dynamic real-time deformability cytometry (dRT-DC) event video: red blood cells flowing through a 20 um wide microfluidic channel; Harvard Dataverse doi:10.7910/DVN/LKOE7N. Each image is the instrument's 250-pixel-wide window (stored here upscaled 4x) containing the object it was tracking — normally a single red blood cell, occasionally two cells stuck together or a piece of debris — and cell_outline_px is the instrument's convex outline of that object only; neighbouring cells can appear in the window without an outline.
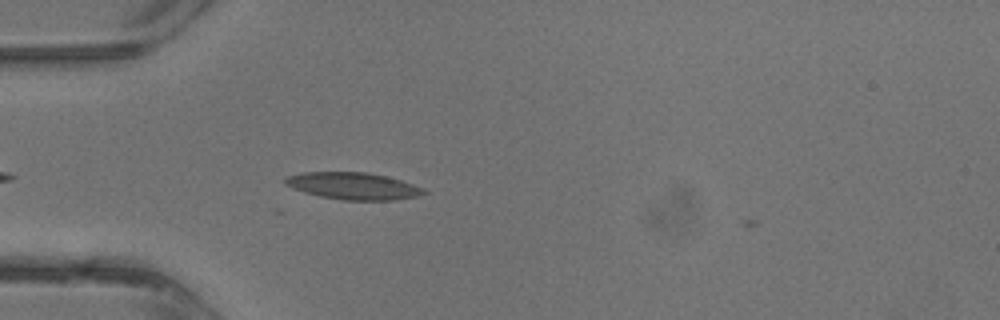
{"species": "common noctule bat (a hibernating species)", "species_latin": "Nyctalus noctula", "temperature_condition": "warm", "stored_images_in_passage": 28, "camera_frame_rate_fps": 3000, "um_per_image_px": 0.085, "animal": {"sex": "male", "body_mass_g": 13.3}, "frame": {"image": 1, "passage_image": 4, "time_ms": 1.0, "image_size_px": [1000, 320], "cell_outline_px": [[428, 192], [416, 196], [392, 200], [344, 200], [320, 196], [304, 192], [284, 184], [284, 180], [288, 176], [304, 172], [364, 172], [384, 176], [400, 180], [424, 188]], "centroid_in_image_um": [30.01, 15.81], "position_along_channel_um": 55.0, "area_um2": 21.5}}
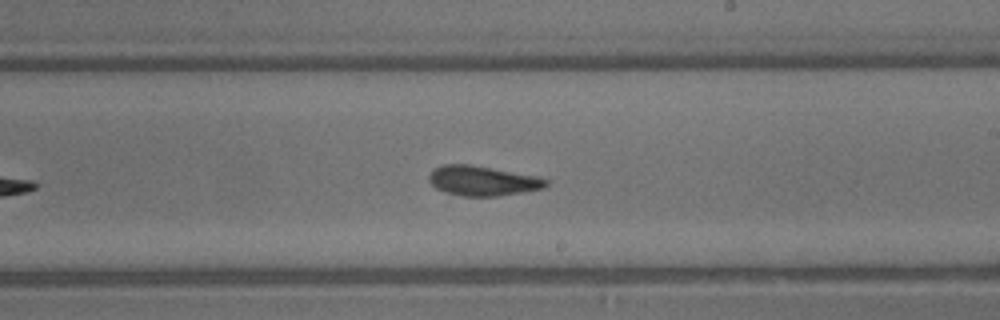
{"frame": {"image": 2, "passage_image": 15, "time_ms": 4.667, "image_size_px": [1000, 320], "cell_outline_px": [[548, 184], [544, 188], [496, 196], [460, 196], [436, 188], [428, 180], [428, 176], [436, 168], [444, 164], [468, 164], [540, 176], [548, 180]], "centroid_in_image_um": [41.04, 15.36], "position_along_channel_um": 248.0, "area_um2": 20.17}}
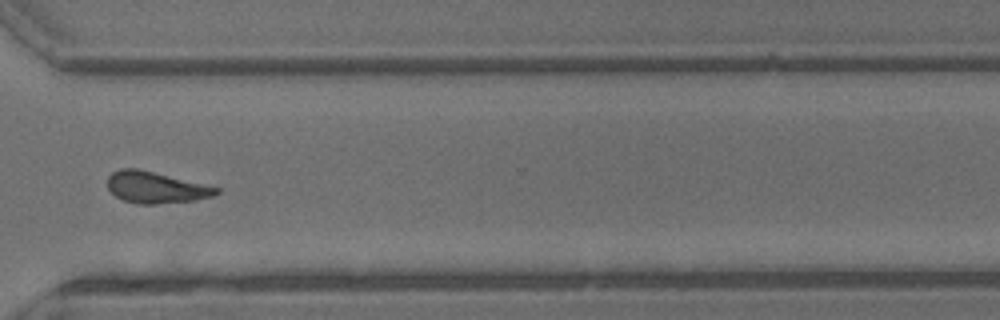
{"frame": {"image": 3, "passage_image": 21, "time_ms": 6.667, "image_size_px": [1000, 320], "cell_outline_px": [[220, 192], [212, 196], [196, 200], [156, 204], [140, 204], [124, 200], [116, 196], [108, 188], [108, 176], [112, 172], [120, 168], [136, 168], [220, 188]], "centroid_in_image_um": [13.23, 15.93], "position_along_channel_um": 357.4, "area_um2": 19.65}}